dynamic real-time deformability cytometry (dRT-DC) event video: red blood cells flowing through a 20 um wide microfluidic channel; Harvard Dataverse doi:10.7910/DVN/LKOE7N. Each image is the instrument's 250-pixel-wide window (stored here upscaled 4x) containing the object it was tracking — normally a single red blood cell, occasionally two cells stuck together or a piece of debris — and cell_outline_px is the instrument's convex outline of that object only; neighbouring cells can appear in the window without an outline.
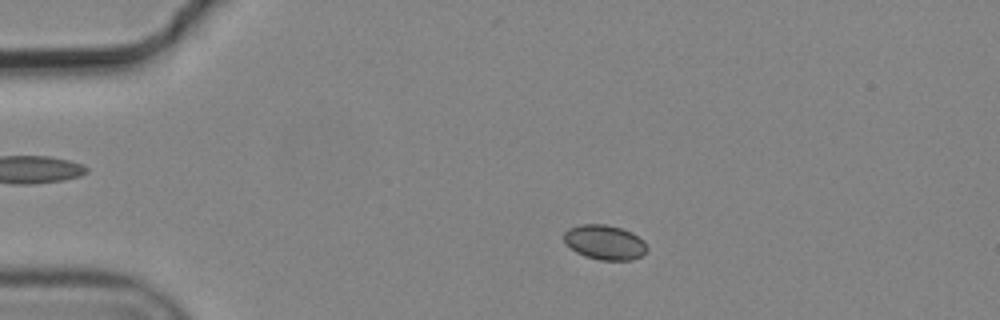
{"species": "common noctule bat (a hibernating species)", "species_latin": "Nyctalus noctula", "temperature_condition": "cold", "stored_images_in_passage": 4, "camera_frame_rate_fps": 3000, "um_per_image_px": 0.085, "animal": {"sex": "male", "body_mass_g": 19.2, "forearm_length_mm": 51.8}, "frame": {"image": 1, "passage_image": 2, "time_ms": 0.333, "image_size_px": [1000, 320], "cell_outline_px": [[648, 248], [640, 256], [632, 260], [600, 260], [584, 256], [576, 252], [564, 240], [564, 232], [568, 228], [580, 224], [604, 224], [620, 228], [632, 232], [644, 240]], "centroid_in_image_um": [51.4, 20.59], "position_along_channel_um": 33.6, "area_um2": 16.76}}
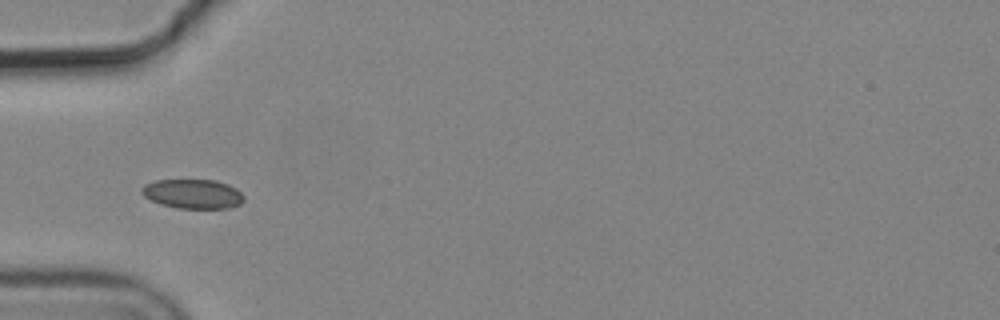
{"frame": {"image": 2, "passage_image": 4, "time_ms": 1.0, "image_size_px": [1000, 320], "cell_outline_px": [[244, 200], [240, 204], [232, 208], [176, 208], [160, 204], [144, 196], [140, 192], [140, 188], [144, 184], [156, 180], [216, 180], [228, 184], [236, 188], [244, 196]], "centroid_in_image_um": [16.39, 16.48], "position_along_channel_um": 68.6, "area_um2": 17.63}}